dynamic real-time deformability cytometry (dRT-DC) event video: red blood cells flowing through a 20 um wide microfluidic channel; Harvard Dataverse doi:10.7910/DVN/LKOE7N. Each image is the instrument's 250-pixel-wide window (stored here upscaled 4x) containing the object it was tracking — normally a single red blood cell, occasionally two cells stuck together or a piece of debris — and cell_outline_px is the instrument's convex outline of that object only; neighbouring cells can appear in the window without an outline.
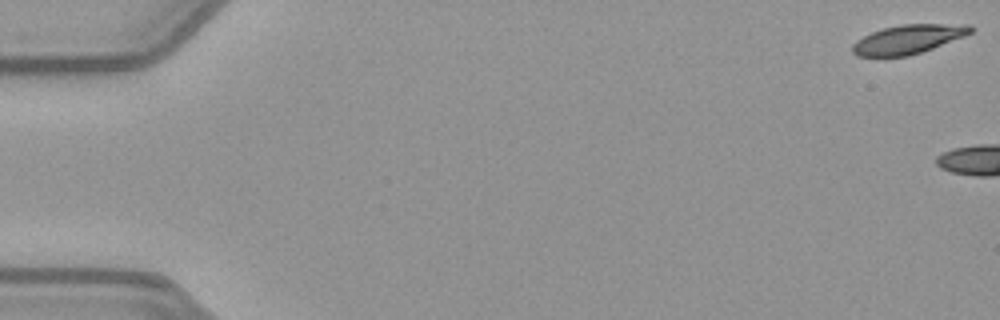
{"species": "common noctule bat (a hibernating species)", "species_latin": "Nyctalus noctula", "temperature_condition": "warm", "stored_images_in_passage": 4, "camera_frame_rate_fps": 3000, "um_per_image_px": 0.085, "animal": {"sex": "female", "body_mass_g": 21.9}, "frame": {"image": 1, "passage_image": 1, "time_ms": 0.0, "image_size_px": [1000, 320], "cell_outline_px": [[976, 28], [972, 32], [964, 36], [932, 48], [908, 56], [856, 56], [852, 52], [852, 44], [856, 40], [872, 32], [884, 28], [900, 24], [972, 24]], "centroid_in_image_um": [77.21, 3.32], "position_along_channel_um": 7.8, "area_um2": 19.94}}